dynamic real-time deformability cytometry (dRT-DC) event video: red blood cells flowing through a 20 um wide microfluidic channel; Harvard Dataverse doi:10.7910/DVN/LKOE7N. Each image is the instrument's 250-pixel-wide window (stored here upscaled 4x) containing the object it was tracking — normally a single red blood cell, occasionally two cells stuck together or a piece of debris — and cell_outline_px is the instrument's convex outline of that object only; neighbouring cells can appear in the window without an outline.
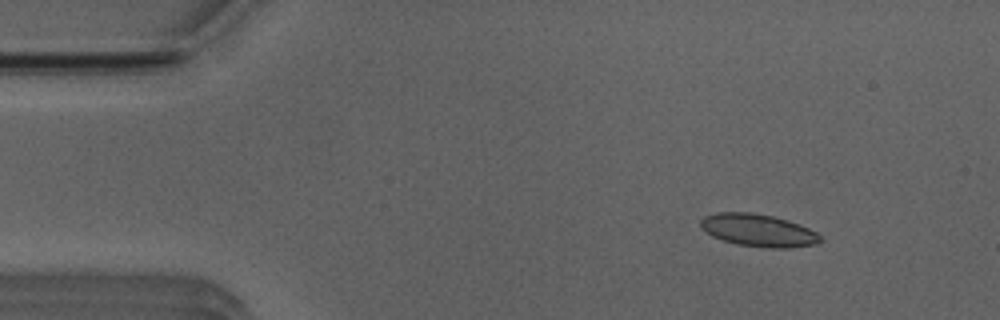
{"species": "Egyptian fruit bat (a non-hibernating species)", "species_latin": "Rousettus aegyptiacus", "temperature_condition": "room temperature", "stored_images_in_passage": 46, "camera_frame_rate_fps": 3000, "um_per_image_px": 0.085, "animal": {"sex": "male"}, "frame": {"image": 1, "passage_image": 1, "time_ms": 0.0, "image_size_px": [1000, 320], "cell_outline_px": [[824, 240], [816, 244], [788, 248], [768, 248], [740, 244], [724, 240], [712, 236], [700, 228], [700, 220], [704, 216], [716, 212], [748, 212], [772, 216], [788, 220], [800, 224], [816, 232]], "centroid_in_image_um": [64.45, 19.57], "position_along_channel_um": 20.5, "area_um2": 22.66}}
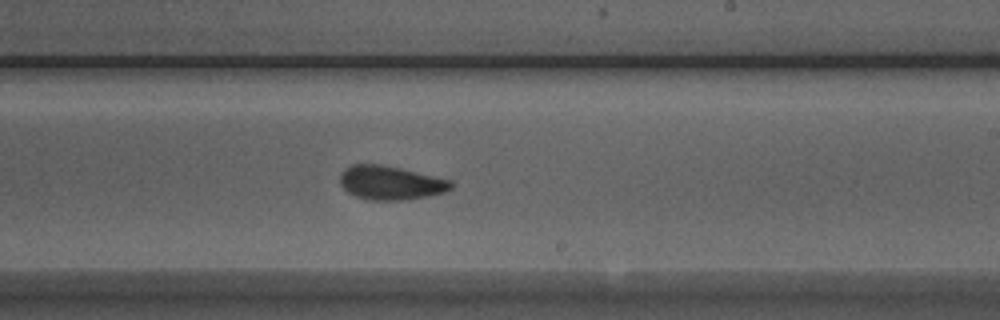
{"frame": {"image": 2, "passage_image": 25, "time_ms": 8.0, "image_size_px": [1000, 320], "cell_outline_px": [[452, 188], [444, 192], [428, 196], [408, 200], [372, 200], [356, 196], [348, 192], [340, 184], [340, 176], [344, 168], [352, 164], [380, 164], [400, 168], [452, 180]], "centroid_in_image_um": [33.2, 15.53], "position_along_channel_um": 255.8, "area_um2": 21.91}}
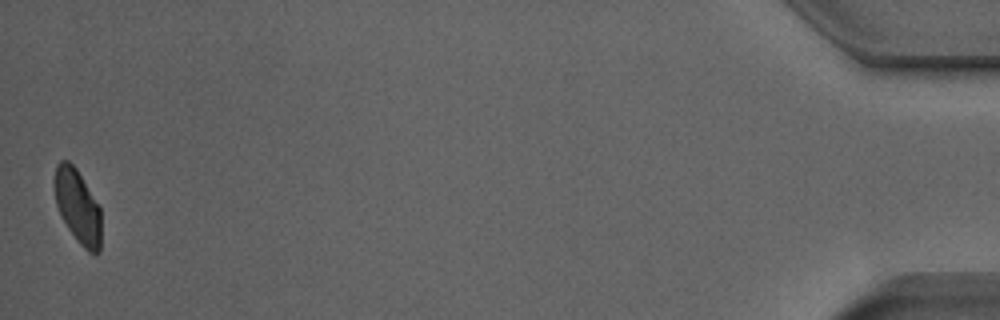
{"frame": {"image": 3, "passage_image": 46, "time_ms": 15.0, "image_size_px": [1000, 320], "cell_outline_px": [[100, 252], [96, 256], [88, 252], [80, 244], [68, 228], [56, 204], [56, 164], [60, 160], [68, 160], [76, 168], [100, 208]], "centroid_in_image_um": [6.63, 17.59], "position_along_channel_um": 428.6, "area_um2": 19.54}, "authors_computed_cell_mechanics": {"area_um2": 22.1085, "velocity_mm_per_s": 3.9261, "shape_relaxation_time_tau1_ms": 3.8342, "shape_relaxation_time_tau2_ms": 2.0402, "deformation_change_tau1": 0.1165, "deformation_change_tau2": 0.0777}}